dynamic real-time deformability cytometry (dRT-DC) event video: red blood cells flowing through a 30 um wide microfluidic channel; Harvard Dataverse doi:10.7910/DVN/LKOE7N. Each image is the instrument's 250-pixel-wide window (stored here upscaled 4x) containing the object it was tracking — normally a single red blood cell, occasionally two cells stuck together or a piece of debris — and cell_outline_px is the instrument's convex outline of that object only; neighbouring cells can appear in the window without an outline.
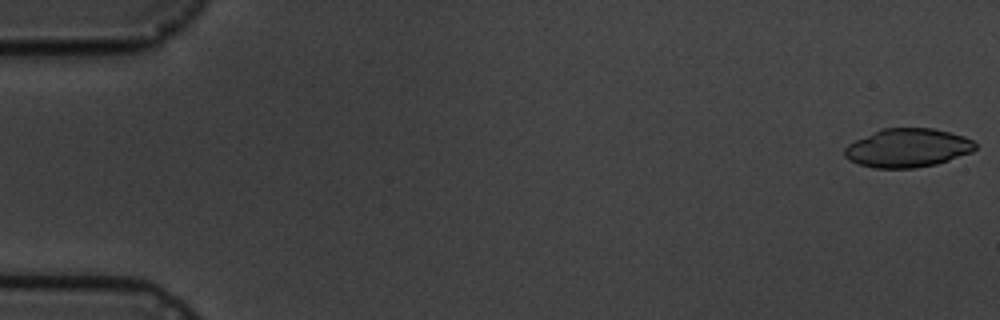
{"species": "common noctule bat (a hibernating species)", "species_latin": "Nyctalus noctula", "temperature_condition": "cold", "stored_images_in_passage": 9, "camera_frame_rate_fps": 3000, "um_per_image_px": 0.085, "animal": {"sex": "male", "body_mass_g": 19.5, "forearm_length_mm": 54.6}, "frame": {"image": 1, "passage_image": 1, "time_ms": 0.0, "image_size_px": [1000, 320], "cell_outline_px": [[976, 148], [972, 152], [936, 164], [912, 168], [872, 168], [848, 160], [844, 156], [844, 148], [848, 144], [880, 128], [932, 128], [964, 136], [972, 140], [976, 144]], "centroid_in_image_um": [77.12, 12.57], "position_along_channel_um": 7.9, "area_um2": 29.42}}